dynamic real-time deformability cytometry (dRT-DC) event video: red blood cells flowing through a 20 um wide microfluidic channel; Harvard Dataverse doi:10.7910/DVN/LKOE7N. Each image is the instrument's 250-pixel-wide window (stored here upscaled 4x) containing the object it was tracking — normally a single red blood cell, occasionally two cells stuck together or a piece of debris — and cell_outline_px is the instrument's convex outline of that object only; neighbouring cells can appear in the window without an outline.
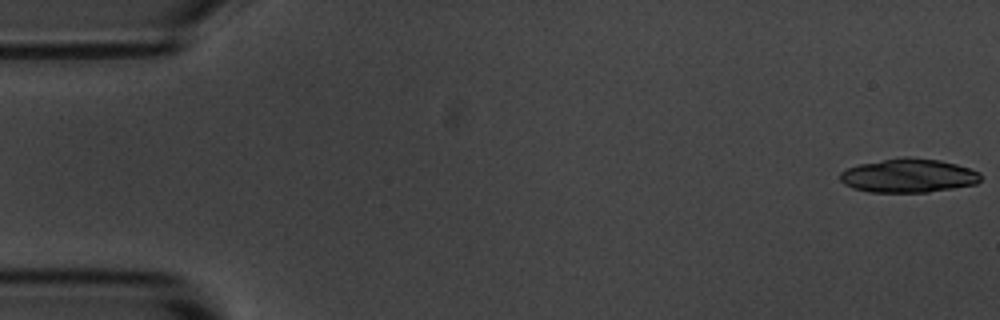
{"species": "common noctule bat (a hibernating species)", "species_latin": "Nyctalus noctula", "temperature_condition": "room temperature", "stored_images_in_passage": 33, "camera_frame_rate_fps": 3000, "um_per_image_px": 0.085, "animal": {"sex": "male", "body_mass_g": 20.1, "forearm_length_mm": 53.5}, "frame": {"image": 1, "passage_image": 1, "time_ms": 0.0, "image_size_px": [1000, 320], "cell_outline_px": [[980, 180], [976, 184], [928, 192], [868, 192], [852, 188], [844, 184], [840, 180], [840, 172], [848, 168], [860, 164], [904, 156], [908, 156], [940, 160], [956, 164], [980, 172]], "centroid_in_image_um": [77.2, 14.93], "position_along_channel_um": 7.8, "area_um2": 27.69}}
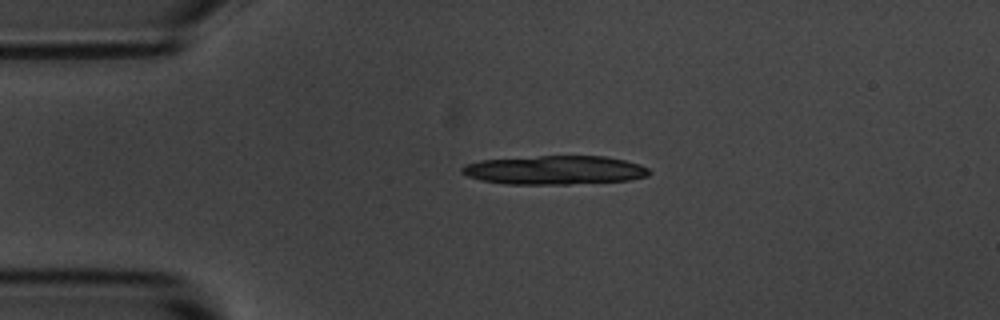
{"frame": {"image": 2, "passage_image": 12, "time_ms": 3.667, "image_size_px": [1000, 320], "cell_outline_px": [[652, 172], [648, 176], [628, 180], [568, 184], [508, 184], [484, 180], [468, 176], [460, 172], [460, 168], [464, 164], [480, 160], [540, 156], [604, 156], [624, 160], [640, 164], [648, 168]], "centroid_in_image_um": [47.16, 14.45], "position_along_channel_um": 37.8, "area_um2": 31.39}}